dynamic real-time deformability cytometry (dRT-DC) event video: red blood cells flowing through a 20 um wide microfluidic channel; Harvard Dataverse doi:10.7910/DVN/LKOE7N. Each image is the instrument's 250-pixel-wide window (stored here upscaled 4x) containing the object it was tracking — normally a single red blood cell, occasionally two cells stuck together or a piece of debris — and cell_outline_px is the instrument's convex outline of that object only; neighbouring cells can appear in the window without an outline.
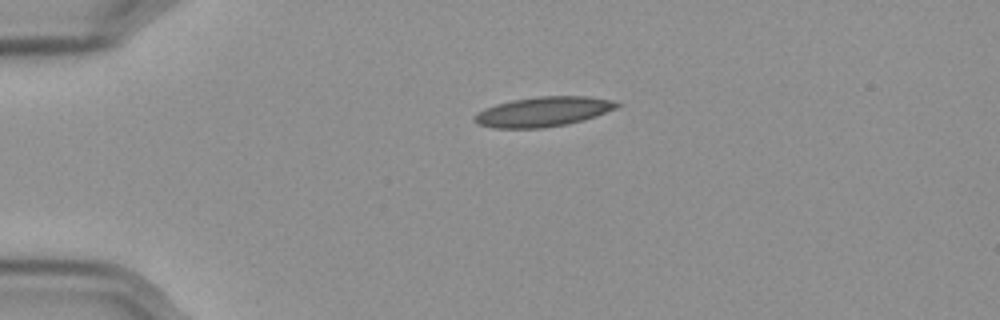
{"species": "Egyptian fruit bat (a non-hibernating species)", "species_latin": "Rousettus aegyptiacus", "temperature_condition": "cold", "stored_images_in_passage": 45, "camera_frame_rate_fps": 3000, "um_per_image_px": 0.085, "frame": {"image": 1, "passage_image": 1, "time_ms": 0.0, "image_size_px": [1000, 320], "cell_outline_px": [[624, 104], [616, 108], [596, 116], [584, 120], [568, 124], [544, 128], [492, 128], [476, 124], [472, 120], [484, 108], [496, 104], [512, 100], [540, 96], [588, 96], [612, 100]], "centroid_in_image_um": [46.19, 9.5], "position_along_channel_um": 38.8, "area_um2": 24.85}}
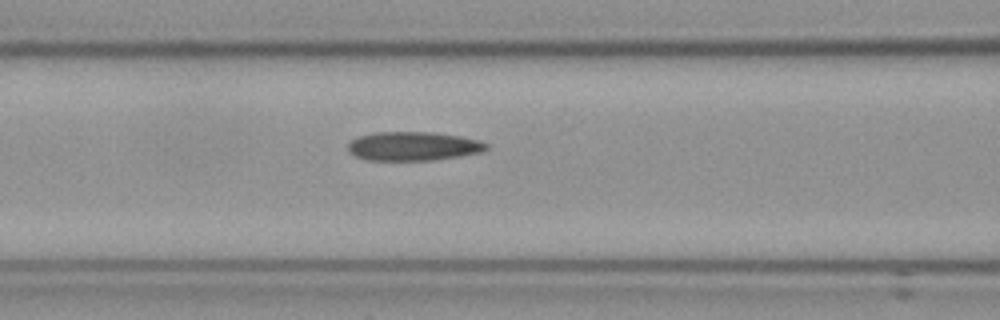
{"frame": {"image": 2, "passage_image": 12, "time_ms": 3.667, "image_size_px": [1000, 320], "cell_outline_px": [[488, 148], [480, 152], [432, 160], [368, 160], [356, 156], [348, 152], [348, 144], [352, 140], [360, 136], [376, 132], [432, 132], [460, 136], [480, 140], [488, 144]], "centroid_in_image_um": [35.11, 12.42], "position_along_channel_um": 131.5, "area_um2": 23.12}}
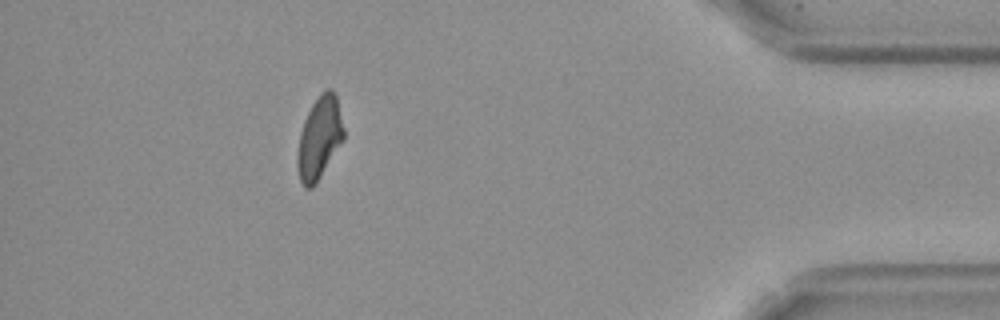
{"frame": {"image": 3, "passage_image": 39, "time_ms": 12.667, "image_size_px": [1000, 320], "cell_outline_px": [[344, 140], [312, 188], [304, 188], [300, 180], [296, 164], [296, 156], [300, 132], [304, 120], [312, 104], [320, 92], [328, 88], [332, 88], [336, 96], [344, 128]], "centroid_in_image_um": [27.14, 11.71], "position_along_channel_um": 408.1, "area_um2": 22.25}, "authors_computed_cell_mechanics": {"area_um2": 23.2934, "velocity_mm_per_s": 3.5803, "shape_relaxation_time_tau1_ms": null, "shape_relaxation_time_tau2_ms": 4.117, "deformation_change_tau1": null, "deformation_change_tau2": 0.1087}}